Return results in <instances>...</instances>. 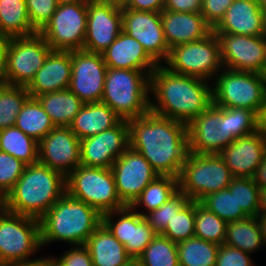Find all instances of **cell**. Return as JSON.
<instances>
[{
	"label": "cell",
	"instance_id": "6da1fadb",
	"mask_svg": "<svg viewBox=\"0 0 266 266\" xmlns=\"http://www.w3.org/2000/svg\"><path fill=\"white\" fill-rule=\"evenodd\" d=\"M128 124L130 147L159 175L179 178L188 154L187 124L151 111Z\"/></svg>",
	"mask_w": 266,
	"mask_h": 266
},
{
	"label": "cell",
	"instance_id": "7a4b0ae2",
	"mask_svg": "<svg viewBox=\"0 0 266 266\" xmlns=\"http://www.w3.org/2000/svg\"><path fill=\"white\" fill-rule=\"evenodd\" d=\"M213 103L212 83L158 65L150 75V111L188 124Z\"/></svg>",
	"mask_w": 266,
	"mask_h": 266
},
{
	"label": "cell",
	"instance_id": "3957f363",
	"mask_svg": "<svg viewBox=\"0 0 266 266\" xmlns=\"http://www.w3.org/2000/svg\"><path fill=\"white\" fill-rule=\"evenodd\" d=\"M65 193L66 177L38 162L25 166L23 174L3 199V208L40 219Z\"/></svg>",
	"mask_w": 266,
	"mask_h": 266
},
{
	"label": "cell",
	"instance_id": "277c9868",
	"mask_svg": "<svg viewBox=\"0 0 266 266\" xmlns=\"http://www.w3.org/2000/svg\"><path fill=\"white\" fill-rule=\"evenodd\" d=\"M41 245H85L102 224V214L65 193L40 219ZM67 243V244H65ZM65 244V245H64Z\"/></svg>",
	"mask_w": 266,
	"mask_h": 266
},
{
	"label": "cell",
	"instance_id": "5b68a950",
	"mask_svg": "<svg viewBox=\"0 0 266 266\" xmlns=\"http://www.w3.org/2000/svg\"><path fill=\"white\" fill-rule=\"evenodd\" d=\"M101 102L122 120L144 116L150 111V76L141 70L108 67Z\"/></svg>",
	"mask_w": 266,
	"mask_h": 266
},
{
	"label": "cell",
	"instance_id": "8992f818",
	"mask_svg": "<svg viewBox=\"0 0 266 266\" xmlns=\"http://www.w3.org/2000/svg\"><path fill=\"white\" fill-rule=\"evenodd\" d=\"M40 222L35 217L0 211V266L42 257ZM41 253L40 256L38 254Z\"/></svg>",
	"mask_w": 266,
	"mask_h": 266
},
{
	"label": "cell",
	"instance_id": "52a82bcc",
	"mask_svg": "<svg viewBox=\"0 0 266 266\" xmlns=\"http://www.w3.org/2000/svg\"><path fill=\"white\" fill-rule=\"evenodd\" d=\"M233 176L219 154L188 152L178 178L179 190L200 202L208 194L227 189Z\"/></svg>",
	"mask_w": 266,
	"mask_h": 266
},
{
	"label": "cell",
	"instance_id": "ba28073f",
	"mask_svg": "<svg viewBox=\"0 0 266 266\" xmlns=\"http://www.w3.org/2000/svg\"><path fill=\"white\" fill-rule=\"evenodd\" d=\"M66 193L101 214L126 206L118 196L111 168L79 165L66 177Z\"/></svg>",
	"mask_w": 266,
	"mask_h": 266
},
{
	"label": "cell",
	"instance_id": "9c48e42d",
	"mask_svg": "<svg viewBox=\"0 0 266 266\" xmlns=\"http://www.w3.org/2000/svg\"><path fill=\"white\" fill-rule=\"evenodd\" d=\"M162 65L171 72L212 83L215 76L224 68L216 33L212 31L204 39L171 48Z\"/></svg>",
	"mask_w": 266,
	"mask_h": 266
},
{
	"label": "cell",
	"instance_id": "30bf717a",
	"mask_svg": "<svg viewBox=\"0 0 266 266\" xmlns=\"http://www.w3.org/2000/svg\"><path fill=\"white\" fill-rule=\"evenodd\" d=\"M213 104L255 113L266 97L264 74L223 68L212 82Z\"/></svg>",
	"mask_w": 266,
	"mask_h": 266
},
{
	"label": "cell",
	"instance_id": "8fae6325",
	"mask_svg": "<svg viewBox=\"0 0 266 266\" xmlns=\"http://www.w3.org/2000/svg\"><path fill=\"white\" fill-rule=\"evenodd\" d=\"M51 51L39 33L10 38L4 61L7 85L27 87Z\"/></svg>",
	"mask_w": 266,
	"mask_h": 266
},
{
	"label": "cell",
	"instance_id": "7c38bea8",
	"mask_svg": "<svg viewBox=\"0 0 266 266\" xmlns=\"http://www.w3.org/2000/svg\"><path fill=\"white\" fill-rule=\"evenodd\" d=\"M188 152L219 154L237 139L230 131L229 108L213 103L187 124Z\"/></svg>",
	"mask_w": 266,
	"mask_h": 266
},
{
	"label": "cell",
	"instance_id": "4fadbf2b",
	"mask_svg": "<svg viewBox=\"0 0 266 266\" xmlns=\"http://www.w3.org/2000/svg\"><path fill=\"white\" fill-rule=\"evenodd\" d=\"M87 24V2L60 4L39 34L56 51L83 49Z\"/></svg>",
	"mask_w": 266,
	"mask_h": 266
},
{
	"label": "cell",
	"instance_id": "5bb4252c",
	"mask_svg": "<svg viewBox=\"0 0 266 266\" xmlns=\"http://www.w3.org/2000/svg\"><path fill=\"white\" fill-rule=\"evenodd\" d=\"M224 68L264 74L266 71V35L248 36L216 33Z\"/></svg>",
	"mask_w": 266,
	"mask_h": 266
},
{
	"label": "cell",
	"instance_id": "9a60e30c",
	"mask_svg": "<svg viewBox=\"0 0 266 266\" xmlns=\"http://www.w3.org/2000/svg\"><path fill=\"white\" fill-rule=\"evenodd\" d=\"M102 223L125 246L132 259L137 260L157 236L144 216L131 206L102 214Z\"/></svg>",
	"mask_w": 266,
	"mask_h": 266
},
{
	"label": "cell",
	"instance_id": "2e32d148",
	"mask_svg": "<svg viewBox=\"0 0 266 266\" xmlns=\"http://www.w3.org/2000/svg\"><path fill=\"white\" fill-rule=\"evenodd\" d=\"M69 89L84 103L101 102L107 66L101 53L84 49L71 51Z\"/></svg>",
	"mask_w": 266,
	"mask_h": 266
},
{
	"label": "cell",
	"instance_id": "e0dca14e",
	"mask_svg": "<svg viewBox=\"0 0 266 266\" xmlns=\"http://www.w3.org/2000/svg\"><path fill=\"white\" fill-rule=\"evenodd\" d=\"M130 147L129 124L121 120L111 129L81 139V165L111 168L112 164Z\"/></svg>",
	"mask_w": 266,
	"mask_h": 266
},
{
	"label": "cell",
	"instance_id": "ac0fdd59",
	"mask_svg": "<svg viewBox=\"0 0 266 266\" xmlns=\"http://www.w3.org/2000/svg\"><path fill=\"white\" fill-rule=\"evenodd\" d=\"M112 173L120 200L131 206L159 174L136 150L129 147L113 164Z\"/></svg>",
	"mask_w": 266,
	"mask_h": 266
},
{
	"label": "cell",
	"instance_id": "d6986e66",
	"mask_svg": "<svg viewBox=\"0 0 266 266\" xmlns=\"http://www.w3.org/2000/svg\"><path fill=\"white\" fill-rule=\"evenodd\" d=\"M122 31L135 38L158 64L162 65L168 55L161 23V12L122 9Z\"/></svg>",
	"mask_w": 266,
	"mask_h": 266
},
{
	"label": "cell",
	"instance_id": "ffe728a7",
	"mask_svg": "<svg viewBox=\"0 0 266 266\" xmlns=\"http://www.w3.org/2000/svg\"><path fill=\"white\" fill-rule=\"evenodd\" d=\"M80 141L70 127H54L38 142V162L67 177L81 165Z\"/></svg>",
	"mask_w": 266,
	"mask_h": 266
},
{
	"label": "cell",
	"instance_id": "44dd1931",
	"mask_svg": "<svg viewBox=\"0 0 266 266\" xmlns=\"http://www.w3.org/2000/svg\"><path fill=\"white\" fill-rule=\"evenodd\" d=\"M122 31V9L96 0L87 2V24L83 49L102 53Z\"/></svg>",
	"mask_w": 266,
	"mask_h": 266
},
{
	"label": "cell",
	"instance_id": "7402d4cb",
	"mask_svg": "<svg viewBox=\"0 0 266 266\" xmlns=\"http://www.w3.org/2000/svg\"><path fill=\"white\" fill-rule=\"evenodd\" d=\"M266 150V138L258 131L235 139L219 156L233 177L253 178L262 163Z\"/></svg>",
	"mask_w": 266,
	"mask_h": 266
},
{
	"label": "cell",
	"instance_id": "603a6c76",
	"mask_svg": "<svg viewBox=\"0 0 266 266\" xmlns=\"http://www.w3.org/2000/svg\"><path fill=\"white\" fill-rule=\"evenodd\" d=\"M213 31L248 36L266 35V14L257 0H234Z\"/></svg>",
	"mask_w": 266,
	"mask_h": 266
},
{
	"label": "cell",
	"instance_id": "cb8c5ba5",
	"mask_svg": "<svg viewBox=\"0 0 266 266\" xmlns=\"http://www.w3.org/2000/svg\"><path fill=\"white\" fill-rule=\"evenodd\" d=\"M71 51L52 50L34 79L26 87L30 97L68 89L71 80Z\"/></svg>",
	"mask_w": 266,
	"mask_h": 266
},
{
	"label": "cell",
	"instance_id": "d4e9b609",
	"mask_svg": "<svg viewBox=\"0 0 266 266\" xmlns=\"http://www.w3.org/2000/svg\"><path fill=\"white\" fill-rule=\"evenodd\" d=\"M161 23L169 49L204 39L213 31L201 13L162 10Z\"/></svg>",
	"mask_w": 266,
	"mask_h": 266
},
{
	"label": "cell",
	"instance_id": "484cf974",
	"mask_svg": "<svg viewBox=\"0 0 266 266\" xmlns=\"http://www.w3.org/2000/svg\"><path fill=\"white\" fill-rule=\"evenodd\" d=\"M101 54L106 66L113 69L141 70L150 76L158 66L143 46L124 31Z\"/></svg>",
	"mask_w": 266,
	"mask_h": 266
},
{
	"label": "cell",
	"instance_id": "4316f807",
	"mask_svg": "<svg viewBox=\"0 0 266 266\" xmlns=\"http://www.w3.org/2000/svg\"><path fill=\"white\" fill-rule=\"evenodd\" d=\"M85 246L90 252L93 266H126L132 260L125 246L103 223L88 238Z\"/></svg>",
	"mask_w": 266,
	"mask_h": 266
},
{
	"label": "cell",
	"instance_id": "83f0119b",
	"mask_svg": "<svg viewBox=\"0 0 266 266\" xmlns=\"http://www.w3.org/2000/svg\"><path fill=\"white\" fill-rule=\"evenodd\" d=\"M122 119L105 103H85L74 117L71 131L81 140L116 126Z\"/></svg>",
	"mask_w": 266,
	"mask_h": 266
},
{
	"label": "cell",
	"instance_id": "f1b7e54d",
	"mask_svg": "<svg viewBox=\"0 0 266 266\" xmlns=\"http://www.w3.org/2000/svg\"><path fill=\"white\" fill-rule=\"evenodd\" d=\"M224 244L240 249L253 256L266 248L261 222L258 217L246 218L227 223Z\"/></svg>",
	"mask_w": 266,
	"mask_h": 266
},
{
	"label": "cell",
	"instance_id": "f546056e",
	"mask_svg": "<svg viewBox=\"0 0 266 266\" xmlns=\"http://www.w3.org/2000/svg\"><path fill=\"white\" fill-rule=\"evenodd\" d=\"M55 127H69L85 104L69 88L36 97Z\"/></svg>",
	"mask_w": 266,
	"mask_h": 266
},
{
	"label": "cell",
	"instance_id": "4dcf8cb0",
	"mask_svg": "<svg viewBox=\"0 0 266 266\" xmlns=\"http://www.w3.org/2000/svg\"><path fill=\"white\" fill-rule=\"evenodd\" d=\"M179 191V180L170 175H159L151 181L131 207L142 216L158 209Z\"/></svg>",
	"mask_w": 266,
	"mask_h": 266
},
{
	"label": "cell",
	"instance_id": "1f68e13d",
	"mask_svg": "<svg viewBox=\"0 0 266 266\" xmlns=\"http://www.w3.org/2000/svg\"><path fill=\"white\" fill-rule=\"evenodd\" d=\"M0 32L9 38L38 33L31 25L25 0H0Z\"/></svg>",
	"mask_w": 266,
	"mask_h": 266
},
{
	"label": "cell",
	"instance_id": "d6a6232c",
	"mask_svg": "<svg viewBox=\"0 0 266 266\" xmlns=\"http://www.w3.org/2000/svg\"><path fill=\"white\" fill-rule=\"evenodd\" d=\"M15 126L37 142L55 127L41 103L34 97H29L23 104L17 115Z\"/></svg>",
	"mask_w": 266,
	"mask_h": 266
},
{
	"label": "cell",
	"instance_id": "836d02e7",
	"mask_svg": "<svg viewBox=\"0 0 266 266\" xmlns=\"http://www.w3.org/2000/svg\"><path fill=\"white\" fill-rule=\"evenodd\" d=\"M0 151L12 155L26 165L38 163V142L16 126L0 130Z\"/></svg>",
	"mask_w": 266,
	"mask_h": 266
},
{
	"label": "cell",
	"instance_id": "e575fe53",
	"mask_svg": "<svg viewBox=\"0 0 266 266\" xmlns=\"http://www.w3.org/2000/svg\"><path fill=\"white\" fill-rule=\"evenodd\" d=\"M218 244L192 237L177 243L180 266H215Z\"/></svg>",
	"mask_w": 266,
	"mask_h": 266
},
{
	"label": "cell",
	"instance_id": "d590c367",
	"mask_svg": "<svg viewBox=\"0 0 266 266\" xmlns=\"http://www.w3.org/2000/svg\"><path fill=\"white\" fill-rule=\"evenodd\" d=\"M227 222L195 201L194 237L221 245L226 238Z\"/></svg>",
	"mask_w": 266,
	"mask_h": 266
},
{
	"label": "cell",
	"instance_id": "8d00e7d4",
	"mask_svg": "<svg viewBox=\"0 0 266 266\" xmlns=\"http://www.w3.org/2000/svg\"><path fill=\"white\" fill-rule=\"evenodd\" d=\"M137 260L142 266H180L177 243L157 234Z\"/></svg>",
	"mask_w": 266,
	"mask_h": 266
},
{
	"label": "cell",
	"instance_id": "74e56055",
	"mask_svg": "<svg viewBox=\"0 0 266 266\" xmlns=\"http://www.w3.org/2000/svg\"><path fill=\"white\" fill-rule=\"evenodd\" d=\"M29 97L24 86L6 85L0 89V130L15 126L17 115Z\"/></svg>",
	"mask_w": 266,
	"mask_h": 266
},
{
	"label": "cell",
	"instance_id": "f35d334b",
	"mask_svg": "<svg viewBox=\"0 0 266 266\" xmlns=\"http://www.w3.org/2000/svg\"><path fill=\"white\" fill-rule=\"evenodd\" d=\"M200 203L225 222H233L248 215L237 205L234 192L228 189L208 194Z\"/></svg>",
	"mask_w": 266,
	"mask_h": 266
},
{
	"label": "cell",
	"instance_id": "ab89813d",
	"mask_svg": "<svg viewBox=\"0 0 266 266\" xmlns=\"http://www.w3.org/2000/svg\"><path fill=\"white\" fill-rule=\"evenodd\" d=\"M234 192L237 205L251 217H258L259 214V193L260 188L255 183L254 178L233 177L227 188Z\"/></svg>",
	"mask_w": 266,
	"mask_h": 266
},
{
	"label": "cell",
	"instance_id": "60d3db41",
	"mask_svg": "<svg viewBox=\"0 0 266 266\" xmlns=\"http://www.w3.org/2000/svg\"><path fill=\"white\" fill-rule=\"evenodd\" d=\"M191 200L180 190L158 209L152 210L144 215V218L157 233L162 234L167 224L178 214Z\"/></svg>",
	"mask_w": 266,
	"mask_h": 266
},
{
	"label": "cell",
	"instance_id": "b9f144b4",
	"mask_svg": "<svg viewBox=\"0 0 266 266\" xmlns=\"http://www.w3.org/2000/svg\"><path fill=\"white\" fill-rule=\"evenodd\" d=\"M195 201H190L178 214H175L161 234L174 243L194 237Z\"/></svg>",
	"mask_w": 266,
	"mask_h": 266
},
{
	"label": "cell",
	"instance_id": "7bdbcfd3",
	"mask_svg": "<svg viewBox=\"0 0 266 266\" xmlns=\"http://www.w3.org/2000/svg\"><path fill=\"white\" fill-rule=\"evenodd\" d=\"M25 166L21 160L0 151V196L3 199L21 177Z\"/></svg>",
	"mask_w": 266,
	"mask_h": 266
},
{
	"label": "cell",
	"instance_id": "ee69618b",
	"mask_svg": "<svg viewBox=\"0 0 266 266\" xmlns=\"http://www.w3.org/2000/svg\"><path fill=\"white\" fill-rule=\"evenodd\" d=\"M32 27L39 33L58 7L56 0H25Z\"/></svg>",
	"mask_w": 266,
	"mask_h": 266
},
{
	"label": "cell",
	"instance_id": "f6af8a7d",
	"mask_svg": "<svg viewBox=\"0 0 266 266\" xmlns=\"http://www.w3.org/2000/svg\"><path fill=\"white\" fill-rule=\"evenodd\" d=\"M230 131L236 138L256 132V113L249 109L229 108Z\"/></svg>",
	"mask_w": 266,
	"mask_h": 266
},
{
	"label": "cell",
	"instance_id": "bcb514c9",
	"mask_svg": "<svg viewBox=\"0 0 266 266\" xmlns=\"http://www.w3.org/2000/svg\"><path fill=\"white\" fill-rule=\"evenodd\" d=\"M254 256L240 249L221 244L215 266H257Z\"/></svg>",
	"mask_w": 266,
	"mask_h": 266
},
{
	"label": "cell",
	"instance_id": "7dc6e473",
	"mask_svg": "<svg viewBox=\"0 0 266 266\" xmlns=\"http://www.w3.org/2000/svg\"><path fill=\"white\" fill-rule=\"evenodd\" d=\"M233 1L234 0H202L201 14L212 29L224 18L227 8Z\"/></svg>",
	"mask_w": 266,
	"mask_h": 266
},
{
	"label": "cell",
	"instance_id": "c3c4849f",
	"mask_svg": "<svg viewBox=\"0 0 266 266\" xmlns=\"http://www.w3.org/2000/svg\"><path fill=\"white\" fill-rule=\"evenodd\" d=\"M55 254L66 266H93L88 248L85 245L68 246Z\"/></svg>",
	"mask_w": 266,
	"mask_h": 266
},
{
	"label": "cell",
	"instance_id": "681fc988",
	"mask_svg": "<svg viewBox=\"0 0 266 266\" xmlns=\"http://www.w3.org/2000/svg\"><path fill=\"white\" fill-rule=\"evenodd\" d=\"M202 0H166L163 10L183 13H201Z\"/></svg>",
	"mask_w": 266,
	"mask_h": 266
},
{
	"label": "cell",
	"instance_id": "f907efd6",
	"mask_svg": "<svg viewBox=\"0 0 266 266\" xmlns=\"http://www.w3.org/2000/svg\"><path fill=\"white\" fill-rule=\"evenodd\" d=\"M166 4V0H129L126 8L137 11L161 12Z\"/></svg>",
	"mask_w": 266,
	"mask_h": 266
},
{
	"label": "cell",
	"instance_id": "816d5d0a",
	"mask_svg": "<svg viewBox=\"0 0 266 266\" xmlns=\"http://www.w3.org/2000/svg\"><path fill=\"white\" fill-rule=\"evenodd\" d=\"M256 130L266 138V97L256 113Z\"/></svg>",
	"mask_w": 266,
	"mask_h": 266
},
{
	"label": "cell",
	"instance_id": "f5cc1de1",
	"mask_svg": "<svg viewBox=\"0 0 266 266\" xmlns=\"http://www.w3.org/2000/svg\"><path fill=\"white\" fill-rule=\"evenodd\" d=\"M253 178L260 189L266 188V150L262 163L258 166Z\"/></svg>",
	"mask_w": 266,
	"mask_h": 266
},
{
	"label": "cell",
	"instance_id": "db71d44e",
	"mask_svg": "<svg viewBox=\"0 0 266 266\" xmlns=\"http://www.w3.org/2000/svg\"><path fill=\"white\" fill-rule=\"evenodd\" d=\"M9 266H48V254L43 252V256L36 261L26 263H15Z\"/></svg>",
	"mask_w": 266,
	"mask_h": 266
},
{
	"label": "cell",
	"instance_id": "11a10c76",
	"mask_svg": "<svg viewBox=\"0 0 266 266\" xmlns=\"http://www.w3.org/2000/svg\"><path fill=\"white\" fill-rule=\"evenodd\" d=\"M9 37L0 32V62L5 61L6 48L9 42Z\"/></svg>",
	"mask_w": 266,
	"mask_h": 266
},
{
	"label": "cell",
	"instance_id": "9f6ffc18",
	"mask_svg": "<svg viewBox=\"0 0 266 266\" xmlns=\"http://www.w3.org/2000/svg\"><path fill=\"white\" fill-rule=\"evenodd\" d=\"M96 1L123 9L126 8L129 0H96Z\"/></svg>",
	"mask_w": 266,
	"mask_h": 266
},
{
	"label": "cell",
	"instance_id": "6f0895ef",
	"mask_svg": "<svg viewBox=\"0 0 266 266\" xmlns=\"http://www.w3.org/2000/svg\"><path fill=\"white\" fill-rule=\"evenodd\" d=\"M266 212V188L260 190L259 193V214Z\"/></svg>",
	"mask_w": 266,
	"mask_h": 266
},
{
	"label": "cell",
	"instance_id": "680465c9",
	"mask_svg": "<svg viewBox=\"0 0 266 266\" xmlns=\"http://www.w3.org/2000/svg\"><path fill=\"white\" fill-rule=\"evenodd\" d=\"M48 254V266H66L56 255Z\"/></svg>",
	"mask_w": 266,
	"mask_h": 266
},
{
	"label": "cell",
	"instance_id": "91938a15",
	"mask_svg": "<svg viewBox=\"0 0 266 266\" xmlns=\"http://www.w3.org/2000/svg\"><path fill=\"white\" fill-rule=\"evenodd\" d=\"M6 85L4 62H0V89L4 88Z\"/></svg>",
	"mask_w": 266,
	"mask_h": 266
},
{
	"label": "cell",
	"instance_id": "94428289",
	"mask_svg": "<svg viewBox=\"0 0 266 266\" xmlns=\"http://www.w3.org/2000/svg\"><path fill=\"white\" fill-rule=\"evenodd\" d=\"M259 221L261 222V226L263 229V234L266 242V212H263L262 214H258Z\"/></svg>",
	"mask_w": 266,
	"mask_h": 266
},
{
	"label": "cell",
	"instance_id": "6125c7cd",
	"mask_svg": "<svg viewBox=\"0 0 266 266\" xmlns=\"http://www.w3.org/2000/svg\"><path fill=\"white\" fill-rule=\"evenodd\" d=\"M56 1H57L58 5H60V4L88 2L89 0H56Z\"/></svg>",
	"mask_w": 266,
	"mask_h": 266
},
{
	"label": "cell",
	"instance_id": "be15d7a7",
	"mask_svg": "<svg viewBox=\"0 0 266 266\" xmlns=\"http://www.w3.org/2000/svg\"><path fill=\"white\" fill-rule=\"evenodd\" d=\"M259 6L261 7V9L265 12L266 14V0H257Z\"/></svg>",
	"mask_w": 266,
	"mask_h": 266
},
{
	"label": "cell",
	"instance_id": "e7e4bbea",
	"mask_svg": "<svg viewBox=\"0 0 266 266\" xmlns=\"http://www.w3.org/2000/svg\"><path fill=\"white\" fill-rule=\"evenodd\" d=\"M126 266H142L138 260L132 259Z\"/></svg>",
	"mask_w": 266,
	"mask_h": 266
},
{
	"label": "cell",
	"instance_id": "03108f58",
	"mask_svg": "<svg viewBox=\"0 0 266 266\" xmlns=\"http://www.w3.org/2000/svg\"><path fill=\"white\" fill-rule=\"evenodd\" d=\"M3 208V201H0V211Z\"/></svg>",
	"mask_w": 266,
	"mask_h": 266
},
{
	"label": "cell",
	"instance_id": "003e7915",
	"mask_svg": "<svg viewBox=\"0 0 266 266\" xmlns=\"http://www.w3.org/2000/svg\"><path fill=\"white\" fill-rule=\"evenodd\" d=\"M264 77H265V84H266V71H265V73H264Z\"/></svg>",
	"mask_w": 266,
	"mask_h": 266
}]
</instances>
